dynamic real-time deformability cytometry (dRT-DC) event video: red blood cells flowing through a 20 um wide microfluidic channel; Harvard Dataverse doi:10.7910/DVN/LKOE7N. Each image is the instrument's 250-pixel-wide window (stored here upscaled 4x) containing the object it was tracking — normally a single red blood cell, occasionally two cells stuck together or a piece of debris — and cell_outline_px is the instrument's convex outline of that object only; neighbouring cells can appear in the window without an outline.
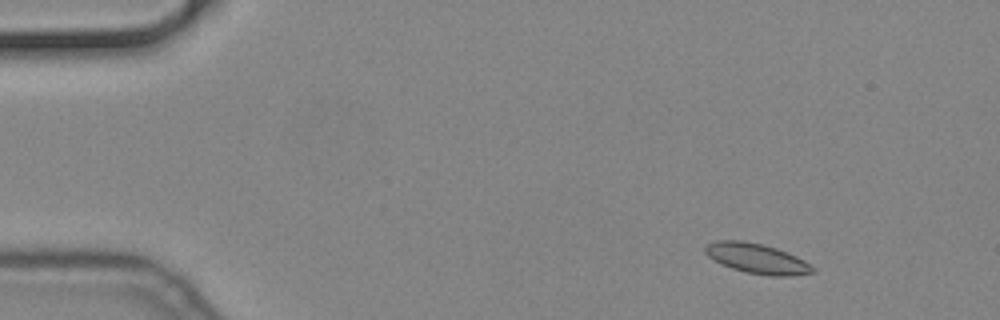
{"species": "common noctule bat (a hibernating species)", "species_latin": "Nyctalus noctula", "temperature_condition": "cold", "stored_images_in_passage": 57, "camera_frame_rate_fps": 3000, "um_per_image_px": 0.085, "animal": {"sex": "male", "body_mass_g": 19.2, "forearm_length_mm": 51.8}, "frame": {"image": 1, "passage_image": 7, "time_ms": 2.0, "image_size_px": [1000, 320], "cell_outline_px": [[816, 268], [812, 272], [788, 276], [768, 276], [744, 272], [720, 264], [708, 256], [704, 252], [704, 248], [708, 244], [716, 240], [744, 240], [764, 244], [776, 248], [796, 256], [804, 260]], "centroid_in_image_um": [64.31, 21.97], "position_along_channel_um": 20.7, "area_um2": 18.9}}
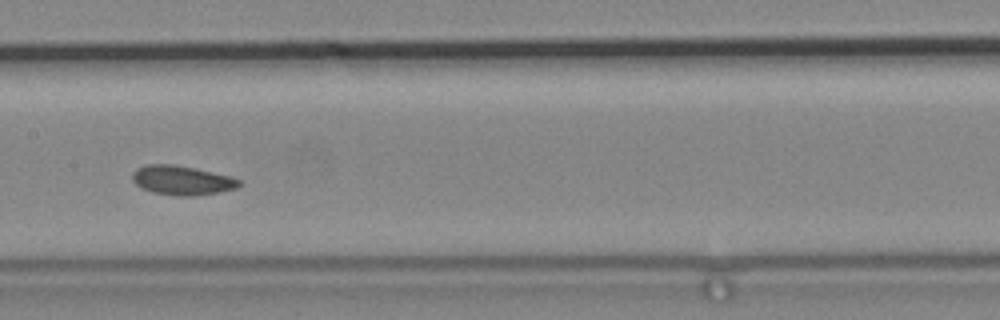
{"frame": {"image": 2, "passage_image": 29, "time_ms": 9.333, "image_size_px": [1000, 320], "cell_outline_px": [[240, 184], [236, 188], [220, 192], [196, 196], [180, 196], [152, 192], [140, 188], [132, 180], [132, 172], [136, 168], [144, 164], [176, 164], [212, 172], [228, 176], [240, 180]], "centroid_in_image_um": [15.41, 15.32], "position_along_channel_um": 192.0, "area_um2": 18.32}}
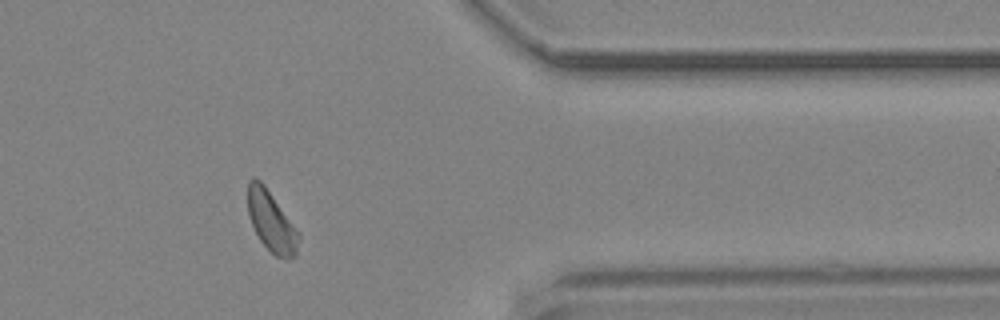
{"frame": {"image": 3, "passage_image": 47, "time_ms": 15.333, "image_size_px": [1000, 320], "cell_outline_px": [[300, 240], [296, 252], [288, 260], [276, 256], [260, 240], [248, 216], [248, 180], [252, 176], [256, 176], [264, 184], [300, 232]], "centroid_in_image_um": [23.07, 18.79], "position_along_channel_um": 388.3, "area_um2": 17.98}}